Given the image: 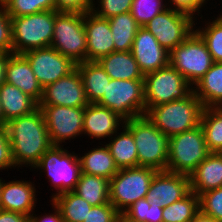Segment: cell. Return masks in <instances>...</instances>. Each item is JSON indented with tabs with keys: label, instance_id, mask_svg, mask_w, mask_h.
Wrapping results in <instances>:
<instances>
[{
	"label": "cell",
	"instance_id": "obj_43",
	"mask_svg": "<svg viewBox=\"0 0 222 222\" xmlns=\"http://www.w3.org/2000/svg\"><path fill=\"white\" fill-rule=\"evenodd\" d=\"M15 166L6 126H0V170Z\"/></svg>",
	"mask_w": 222,
	"mask_h": 222
},
{
	"label": "cell",
	"instance_id": "obj_8",
	"mask_svg": "<svg viewBox=\"0 0 222 222\" xmlns=\"http://www.w3.org/2000/svg\"><path fill=\"white\" fill-rule=\"evenodd\" d=\"M51 47L75 64L87 61L84 14L57 12Z\"/></svg>",
	"mask_w": 222,
	"mask_h": 222
},
{
	"label": "cell",
	"instance_id": "obj_28",
	"mask_svg": "<svg viewBox=\"0 0 222 222\" xmlns=\"http://www.w3.org/2000/svg\"><path fill=\"white\" fill-rule=\"evenodd\" d=\"M110 180L81 173L74 192L86 200L91 206L109 203Z\"/></svg>",
	"mask_w": 222,
	"mask_h": 222
},
{
	"label": "cell",
	"instance_id": "obj_3",
	"mask_svg": "<svg viewBox=\"0 0 222 222\" xmlns=\"http://www.w3.org/2000/svg\"><path fill=\"white\" fill-rule=\"evenodd\" d=\"M132 133L138 154V166L167 170L170 137L165 136L146 115L124 122Z\"/></svg>",
	"mask_w": 222,
	"mask_h": 222
},
{
	"label": "cell",
	"instance_id": "obj_51",
	"mask_svg": "<svg viewBox=\"0 0 222 222\" xmlns=\"http://www.w3.org/2000/svg\"><path fill=\"white\" fill-rule=\"evenodd\" d=\"M4 125V116H3V111L1 107V100H0V126Z\"/></svg>",
	"mask_w": 222,
	"mask_h": 222
},
{
	"label": "cell",
	"instance_id": "obj_32",
	"mask_svg": "<svg viewBox=\"0 0 222 222\" xmlns=\"http://www.w3.org/2000/svg\"><path fill=\"white\" fill-rule=\"evenodd\" d=\"M200 125L204 132L208 150L219 152L222 148V109L220 107L204 108Z\"/></svg>",
	"mask_w": 222,
	"mask_h": 222
},
{
	"label": "cell",
	"instance_id": "obj_23",
	"mask_svg": "<svg viewBox=\"0 0 222 222\" xmlns=\"http://www.w3.org/2000/svg\"><path fill=\"white\" fill-rule=\"evenodd\" d=\"M0 100L4 126L11 119L28 115L38 108V103L33 98L6 82L0 86Z\"/></svg>",
	"mask_w": 222,
	"mask_h": 222
},
{
	"label": "cell",
	"instance_id": "obj_25",
	"mask_svg": "<svg viewBox=\"0 0 222 222\" xmlns=\"http://www.w3.org/2000/svg\"><path fill=\"white\" fill-rule=\"evenodd\" d=\"M76 68L81 75L88 102L97 103L106 91L110 76L97 61L81 62L76 64Z\"/></svg>",
	"mask_w": 222,
	"mask_h": 222
},
{
	"label": "cell",
	"instance_id": "obj_46",
	"mask_svg": "<svg viewBox=\"0 0 222 222\" xmlns=\"http://www.w3.org/2000/svg\"><path fill=\"white\" fill-rule=\"evenodd\" d=\"M55 207V215H45L42 218L33 217V214L29 216V222H64L61 216L59 208L54 204Z\"/></svg>",
	"mask_w": 222,
	"mask_h": 222
},
{
	"label": "cell",
	"instance_id": "obj_9",
	"mask_svg": "<svg viewBox=\"0 0 222 222\" xmlns=\"http://www.w3.org/2000/svg\"><path fill=\"white\" fill-rule=\"evenodd\" d=\"M212 56L201 36L193 31L169 53V65L190 84L197 83L211 68Z\"/></svg>",
	"mask_w": 222,
	"mask_h": 222
},
{
	"label": "cell",
	"instance_id": "obj_11",
	"mask_svg": "<svg viewBox=\"0 0 222 222\" xmlns=\"http://www.w3.org/2000/svg\"><path fill=\"white\" fill-rule=\"evenodd\" d=\"M60 147L52 145L34 166L47 171L49 179L53 180L54 187L58 190L56 195L74 191L81 174L78 156L69 154Z\"/></svg>",
	"mask_w": 222,
	"mask_h": 222
},
{
	"label": "cell",
	"instance_id": "obj_53",
	"mask_svg": "<svg viewBox=\"0 0 222 222\" xmlns=\"http://www.w3.org/2000/svg\"><path fill=\"white\" fill-rule=\"evenodd\" d=\"M222 156V148L218 152Z\"/></svg>",
	"mask_w": 222,
	"mask_h": 222
},
{
	"label": "cell",
	"instance_id": "obj_30",
	"mask_svg": "<svg viewBox=\"0 0 222 222\" xmlns=\"http://www.w3.org/2000/svg\"><path fill=\"white\" fill-rule=\"evenodd\" d=\"M118 169L138 167V154L132 133L124 131L106 145Z\"/></svg>",
	"mask_w": 222,
	"mask_h": 222
},
{
	"label": "cell",
	"instance_id": "obj_37",
	"mask_svg": "<svg viewBox=\"0 0 222 222\" xmlns=\"http://www.w3.org/2000/svg\"><path fill=\"white\" fill-rule=\"evenodd\" d=\"M162 0H133L130 13L140 27H145L156 15L166 10Z\"/></svg>",
	"mask_w": 222,
	"mask_h": 222
},
{
	"label": "cell",
	"instance_id": "obj_34",
	"mask_svg": "<svg viewBox=\"0 0 222 222\" xmlns=\"http://www.w3.org/2000/svg\"><path fill=\"white\" fill-rule=\"evenodd\" d=\"M163 206L160 203L140 199L129 206L123 214L136 222H163Z\"/></svg>",
	"mask_w": 222,
	"mask_h": 222
},
{
	"label": "cell",
	"instance_id": "obj_2",
	"mask_svg": "<svg viewBox=\"0 0 222 222\" xmlns=\"http://www.w3.org/2000/svg\"><path fill=\"white\" fill-rule=\"evenodd\" d=\"M203 105L192 91L186 98L154 106L145 115L165 135L191 130L200 125Z\"/></svg>",
	"mask_w": 222,
	"mask_h": 222
},
{
	"label": "cell",
	"instance_id": "obj_38",
	"mask_svg": "<svg viewBox=\"0 0 222 222\" xmlns=\"http://www.w3.org/2000/svg\"><path fill=\"white\" fill-rule=\"evenodd\" d=\"M200 210L222 222V187L199 195Z\"/></svg>",
	"mask_w": 222,
	"mask_h": 222
},
{
	"label": "cell",
	"instance_id": "obj_19",
	"mask_svg": "<svg viewBox=\"0 0 222 222\" xmlns=\"http://www.w3.org/2000/svg\"><path fill=\"white\" fill-rule=\"evenodd\" d=\"M5 82L16 86L37 103L42 99L43 88L32 71L28 60L22 54H9Z\"/></svg>",
	"mask_w": 222,
	"mask_h": 222
},
{
	"label": "cell",
	"instance_id": "obj_47",
	"mask_svg": "<svg viewBox=\"0 0 222 222\" xmlns=\"http://www.w3.org/2000/svg\"><path fill=\"white\" fill-rule=\"evenodd\" d=\"M8 59V53H0V86L5 82V72Z\"/></svg>",
	"mask_w": 222,
	"mask_h": 222
},
{
	"label": "cell",
	"instance_id": "obj_40",
	"mask_svg": "<svg viewBox=\"0 0 222 222\" xmlns=\"http://www.w3.org/2000/svg\"><path fill=\"white\" fill-rule=\"evenodd\" d=\"M0 53L13 54L11 16L0 7Z\"/></svg>",
	"mask_w": 222,
	"mask_h": 222
},
{
	"label": "cell",
	"instance_id": "obj_49",
	"mask_svg": "<svg viewBox=\"0 0 222 222\" xmlns=\"http://www.w3.org/2000/svg\"><path fill=\"white\" fill-rule=\"evenodd\" d=\"M115 222H136L133 221L131 219H129L126 215H124L123 213H119L116 217Z\"/></svg>",
	"mask_w": 222,
	"mask_h": 222
},
{
	"label": "cell",
	"instance_id": "obj_16",
	"mask_svg": "<svg viewBox=\"0 0 222 222\" xmlns=\"http://www.w3.org/2000/svg\"><path fill=\"white\" fill-rule=\"evenodd\" d=\"M190 192V177L186 174L157 171L151 180L146 199L163 207L181 200Z\"/></svg>",
	"mask_w": 222,
	"mask_h": 222
},
{
	"label": "cell",
	"instance_id": "obj_4",
	"mask_svg": "<svg viewBox=\"0 0 222 222\" xmlns=\"http://www.w3.org/2000/svg\"><path fill=\"white\" fill-rule=\"evenodd\" d=\"M56 10L11 17L13 54L50 47Z\"/></svg>",
	"mask_w": 222,
	"mask_h": 222
},
{
	"label": "cell",
	"instance_id": "obj_27",
	"mask_svg": "<svg viewBox=\"0 0 222 222\" xmlns=\"http://www.w3.org/2000/svg\"><path fill=\"white\" fill-rule=\"evenodd\" d=\"M81 173L104 177L110 180L117 172L108 147L95 148L79 158Z\"/></svg>",
	"mask_w": 222,
	"mask_h": 222
},
{
	"label": "cell",
	"instance_id": "obj_26",
	"mask_svg": "<svg viewBox=\"0 0 222 222\" xmlns=\"http://www.w3.org/2000/svg\"><path fill=\"white\" fill-rule=\"evenodd\" d=\"M195 85L198 90L193 91L204 108L220 107L222 104V62H214Z\"/></svg>",
	"mask_w": 222,
	"mask_h": 222
},
{
	"label": "cell",
	"instance_id": "obj_18",
	"mask_svg": "<svg viewBox=\"0 0 222 222\" xmlns=\"http://www.w3.org/2000/svg\"><path fill=\"white\" fill-rule=\"evenodd\" d=\"M87 39V61H98L101 57L115 52L109 20L89 11L84 14Z\"/></svg>",
	"mask_w": 222,
	"mask_h": 222
},
{
	"label": "cell",
	"instance_id": "obj_12",
	"mask_svg": "<svg viewBox=\"0 0 222 222\" xmlns=\"http://www.w3.org/2000/svg\"><path fill=\"white\" fill-rule=\"evenodd\" d=\"M191 14L176 8L162 11L144 27L169 53L180 45L193 31Z\"/></svg>",
	"mask_w": 222,
	"mask_h": 222
},
{
	"label": "cell",
	"instance_id": "obj_42",
	"mask_svg": "<svg viewBox=\"0 0 222 222\" xmlns=\"http://www.w3.org/2000/svg\"><path fill=\"white\" fill-rule=\"evenodd\" d=\"M57 12L85 14L92 11V0H55Z\"/></svg>",
	"mask_w": 222,
	"mask_h": 222
},
{
	"label": "cell",
	"instance_id": "obj_33",
	"mask_svg": "<svg viewBox=\"0 0 222 222\" xmlns=\"http://www.w3.org/2000/svg\"><path fill=\"white\" fill-rule=\"evenodd\" d=\"M199 210V196L190 191L181 200L163 208V222H190Z\"/></svg>",
	"mask_w": 222,
	"mask_h": 222
},
{
	"label": "cell",
	"instance_id": "obj_36",
	"mask_svg": "<svg viewBox=\"0 0 222 222\" xmlns=\"http://www.w3.org/2000/svg\"><path fill=\"white\" fill-rule=\"evenodd\" d=\"M48 10H56L55 0H12L6 8L11 17L36 14Z\"/></svg>",
	"mask_w": 222,
	"mask_h": 222
},
{
	"label": "cell",
	"instance_id": "obj_6",
	"mask_svg": "<svg viewBox=\"0 0 222 222\" xmlns=\"http://www.w3.org/2000/svg\"><path fill=\"white\" fill-rule=\"evenodd\" d=\"M156 172L154 168L143 166L119 169L110 179L109 202L123 213L134 202L146 198Z\"/></svg>",
	"mask_w": 222,
	"mask_h": 222
},
{
	"label": "cell",
	"instance_id": "obj_50",
	"mask_svg": "<svg viewBox=\"0 0 222 222\" xmlns=\"http://www.w3.org/2000/svg\"><path fill=\"white\" fill-rule=\"evenodd\" d=\"M11 2H12V0H0V5L3 8H7Z\"/></svg>",
	"mask_w": 222,
	"mask_h": 222
},
{
	"label": "cell",
	"instance_id": "obj_29",
	"mask_svg": "<svg viewBox=\"0 0 222 222\" xmlns=\"http://www.w3.org/2000/svg\"><path fill=\"white\" fill-rule=\"evenodd\" d=\"M109 20V26L114 40L115 51H131L135 35L140 26L130 12L115 15Z\"/></svg>",
	"mask_w": 222,
	"mask_h": 222
},
{
	"label": "cell",
	"instance_id": "obj_14",
	"mask_svg": "<svg viewBox=\"0 0 222 222\" xmlns=\"http://www.w3.org/2000/svg\"><path fill=\"white\" fill-rule=\"evenodd\" d=\"M29 62L42 88L67 76L76 64L53 47L33 49L22 54Z\"/></svg>",
	"mask_w": 222,
	"mask_h": 222
},
{
	"label": "cell",
	"instance_id": "obj_17",
	"mask_svg": "<svg viewBox=\"0 0 222 222\" xmlns=\"http://www.w3.org/2000/svg\"><path fill=\"white\" fill-rule=\"evenodd\" d=\"M131 53L144 76L169 65V52L144 27L138 29Z\"/></svg>",
	"mask_w": 222,
	"mask_h": 222
},
{
	"label": "cell",
	"instance_id": "obj_31",
	"mask_svg": "<svg viewBox=\"0 0 222 222\" xmlns=\"http://www.w3.org/2000/svg\"><path fill=\"white\" fill-rule=\"evenodd\" d=\"M64 222H83L92 206L74 191L53 196Z\"/></svg>",
	"mask_w": 222,
	"mask_h": 222
},
{
	"label": "cell",
	"instance_id": "obj_45",
	"mask_svg": "<svg viewBox=\"0 0 222 222\" xmlns=\"http://www.w3.org/2000/svg\"><path fill=\"white\" fill-rule=\"evenodd\" d=\"M0 222H29V216L17 212L0 210Z\"/></svg>",
	"mask_w": 222,
	"mask_h": 222
},
{
	"label": "cell",
	"instance_id": "obj_13",
	"mask_svg": "<svg viewBox=\"0 0 222 222\" xmlns=\"http://www.w3.org/2000/svg\"><path fill=\"white\" fill-rule=\"evenodd\" d=\"M38 107L42 110L52 145H60L62 140L73 138L83 132L85 107L58 105H38Z\"/></svg>",
	"mask_w": 222,
	"mask_h": 222
},
{
	"label": "cell",
	"instance_id": "obj_35",
	"mask_svg": "<svg viewBox=\"0 0 222 222\" xmlns=\"http://www.w3.org/2000/svg\"><path fill=\"white\" fill-rule=\"evenodd\" d=\"M204 40L213 62H222V15L207 25L205 30H195Z\"/></svg>",
	"mask_w": 222,
	"mask_h": 222
},
{
	"label": "cell",
	"instance_id": "obj_5",
	"mask_svg": "<svg viewBox=\"0 0 222 222\" xmlns=\"http://www.w3.org/2000/svg\"><path fill=\"white\" fill-rule=\"evenodd\" d=\"M201 125L170 137L167 171L190 175L210 154Z\"/></svg>",
	"mask_w": 222,
	"mask_h": 222
},
{
	"label": "cell",
	"instance_id": "obj_10",
	"mask_svg": "<svg viewBox=\"0 0 222 222\" xmlns=\"http://www.w3.org/2000/svg\"><path fill=\"white\" fill-rule=\"evenodd\" d=\"M143 80L145 113L154 106L184 99L194 90L190 89L191 84L170 65L145 75Z\"/></svg>",
	"mask_w": 222,
	"mask_h": 222
},
{
	"label": "cell",
	"instance_id": "obj_15",
	"mask_svg": "<svg viewBox=\"0 0 222 222\" xmlns=\"http://www.w3.org/2000/svg\"><path fill=\"white\" fill-rule=\"evenodd\" d=\"M88 104L82 78L77 68L43 88L42 99L38 103V105L67 107H86Z\"/></svg>",
	"mask_w": 222,
	"mask_h": 222
},
{
	"label": "cell",
	"instance_id": "obj_21",
	"mask_svg": "<svg viewBox=\"0 0 222 222\" xmlns=\"http://www.w3.org/2000/svg\"><path fill=\"white\" fill-rule=\"evenodd\" d=\"M190 191L198 196L222 187V156L211 152L189 175Z\"/></svg>",
	"mask_w": 222,
	"mask_h": 222
},
{
	"label": "cell",
	"instance_id": "obj_52",
	"mask_svg": "<svg viewBox=\"0 0 222 222\" xmlns=\"http://www.w3.org/2000/svg\"><path fill=\"white\" fill-rule=\"evenodd\" d=\"M1 189H2V181L0 179V196H1ZM0 210H1V197H0Z\"/></svg>",
	"mask_w": 222,
	"mask_h": 222
},
{
	"label": "cell",
	"instance_id": "obj_20",
	"mask_svg": "<svg viewBox=\"0 0 222 222\" xmlns=\"http://www.w3.org/2000/svg\"><path fill=\"white\" fill-rule=\"evenodd\" d=\"M1 210L30 216L35 205V188L30 182H2Z\"/></svg>",
	"mask_w": 222,
	"mask_h": 222
},
{
	"label": "cell",
	"instance_id": "obj_39",
	"mask_svg": "<svg viewBox=\"0 0 222 222\" xmlns=\"http://www.w3.org/2000/svg\"><path fill=\"white\" fill-rule=\"evenodd\" d=\"M133 0H100L101 10H94L97 16L109 19L115 15L130 12Z\"/></svg>",
	"mask_w": 222,
	"mask_h": 222
},
{
	"label": "cell",
	"instance_id": "obj_41",
	"mask_svg": "<svg viewBox=\"0 0 222 222\" xmlns=\"http://www.w3.org/2000/svg\"><path fill=\"white\" fill-rule=\"evenodd\" d=\"M119 212L109 202L100 206H92L83 222H115Z\"/></svg>",
	"mask_w": 222,
	"mask_h": 222
},
{
	"label": "cell",
	"instance_id": "obj_24",
	"mask_svg": "<svg viewBox=\"0 0 222 222\" xmlns=\"http://www.w3.org/2000/svg\"><path fill=\"white\" fill-rule=\"evenodd\" d=\"M111 79L143 80L144 75L140 71L131 51H115L101 57L97 61Z\"/></svg>",
	"mask_w": 222,
	"mask_h": 222
},
{
	"label": "cell",
	"instance_id": "obj_7",
	"mask_svg": "<svg viewBox=\"0 0 222 222\" xmlns=\"http://www.w3.org/2000/svg\"><path fill=\"white\" fill-rule=\"evenodd\" d=\"M111 109L122 120L145 115L144 80L111 79L96 103Z\"/></svg>",
	"mask_w": 222,
	"mask_h": 222
},
{
	"label": "cell",
	"instance_id": "obj_44",
	"mask_svg": "<svg viewBox=\"0 0 222 222\" xmlns=\"http://www.w3.org/2000/svg\"><path fill=\"white\" fill-rule=\"evenodd\" d=\"M204 2L205 0H172V3H174V7H176L177 10L189 13L192 16L194 15V12L199 10Z\"/></svg>",
	"mask_w": 222,
	"mask_h": 222
},
{
	"label": "cell",
	"instance_id": "obj_22",
	"mask_svg": "<svg viewBox=\"0 0 222 222\" xmlns=\"http://www.w3.org/2000/svg\"><path fill=\"white\" fill-rule=\"evenodd\" d=\"M120 119L111 109L89 103L84 111L83 132L95 138L112 136L117 131Z\"/></svg>",
	"mask_w": 222,
	"mask_h": 222
},
{
	"label": "cell",
	"instance_id": "obj_48",
	"mask_svg": "<svg viewBox=\"0 0 222 222\" xmlns=\"http://www.w3.org/2000/svg\"><path fill=\"white\" fill-rule=\"evenodd\" d=\"M190 222H219V221L199 210Z\"/></svg>",
	"mask_w": 222,
	"mask_h": 222
},
{
	"label": "cell",
	"instance_id": "obj_1",
	"mask_svg": "<svg viewBox=\"0 0 222 222\" xmlns=\"http://www.w3.org/2000/svg\"><path fill=\"white\" fill-rule=\"evenodd\" d=\"M15 165L31 164L34 167L52 146L42 110L13 118L6 123Z\"/></svg>",
	"mask_w": 222,
	"mask_h": 222
}]
</instances>
